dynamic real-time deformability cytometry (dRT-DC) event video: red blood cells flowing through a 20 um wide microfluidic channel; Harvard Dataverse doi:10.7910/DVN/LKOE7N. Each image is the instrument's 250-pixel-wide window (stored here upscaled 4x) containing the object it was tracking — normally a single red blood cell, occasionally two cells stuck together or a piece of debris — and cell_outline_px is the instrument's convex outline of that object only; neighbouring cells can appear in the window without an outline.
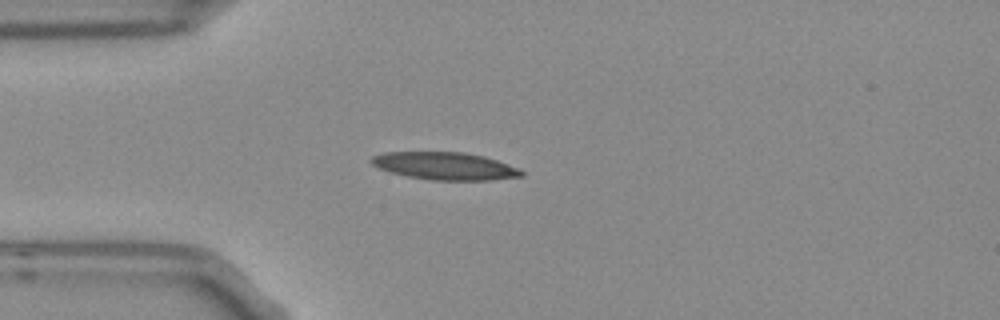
{"species": "Egyptian fruit bat (a non-hibernating species)", "species_latin": "Rousettus aegyptiacus", "temperature_condition": "room temperature", "stored_images_in_passage": 2, "camera_frame_rate_fps": 3000, "um_per_image_px": 0.085, "frame": {"image": 1, "passage_image": 1, "time_ms": 0.0, "image_size_px": [1000, 320], "cell_outline_px": [[524, 176], [488, 180], [432, 180], [408, 176], [392, 172], [380, 168], [372, 164], [368, 160], [372, 156], [384, 152], [464, 152], [484, 156], [508, 164], [524, 172]], "centroid_in_image_um": [37.81, 14.1], "position_along_channel_um": 47.2, "area_um2": 23.93}}